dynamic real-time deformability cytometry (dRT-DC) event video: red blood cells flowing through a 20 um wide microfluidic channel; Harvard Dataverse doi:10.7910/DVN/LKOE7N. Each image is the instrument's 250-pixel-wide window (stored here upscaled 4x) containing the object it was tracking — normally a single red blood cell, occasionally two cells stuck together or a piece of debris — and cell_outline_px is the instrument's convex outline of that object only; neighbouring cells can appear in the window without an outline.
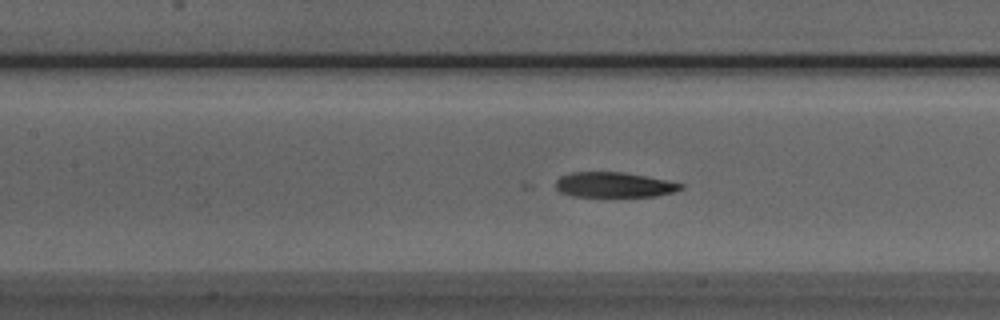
{"species": "Egyptian fruit bat (a non-hibernating species)", "species_latin": "Rousettus aegyptiacus", "temperature_condition": "room temperature", "stored_images_in_passage": 41, "camera_frame_rate_fps": 3000, "um_per_image_px": 0.085, "animal": {"sex": "male"}, "frame": {"image": 1, "passage_image": 11, "time_ms": 3.333, "image_size_px": [1000, 320], "cell_outline_px": [[684, 188], [672, 192], [656, 196], [572, 196], [560, 192], [556, 188], [556, 180], [560, 176], [572, 172], [624, 172], [684, 184]], "centroid_in_image_um": [52.16, 15.7], "position_along_channel_um": 155.2, "area_um2": 18.15}}
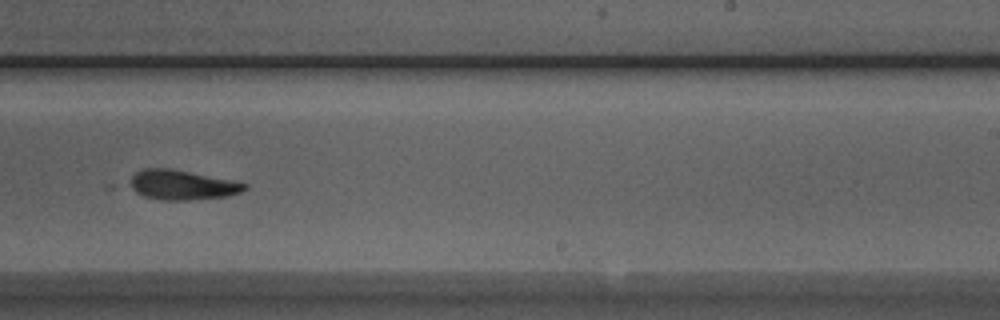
{"frame": {"image": 2, "passage_image": 20, "time_ms": 6.333, "image_size_px": [1000, 320], "cell_outline_px": [[248, 188], [240, 192], [228, 196], [188, 200], [160, 200], [144, 196], [128, 188], [132, 176], [136, 172], [144, 168], [172, 168], [236, 180], [248, 184]], "centroid_in_image_um": [15.5, 15.71], "position_along_channel_um": 273.5, "area_um2": 20.23}}
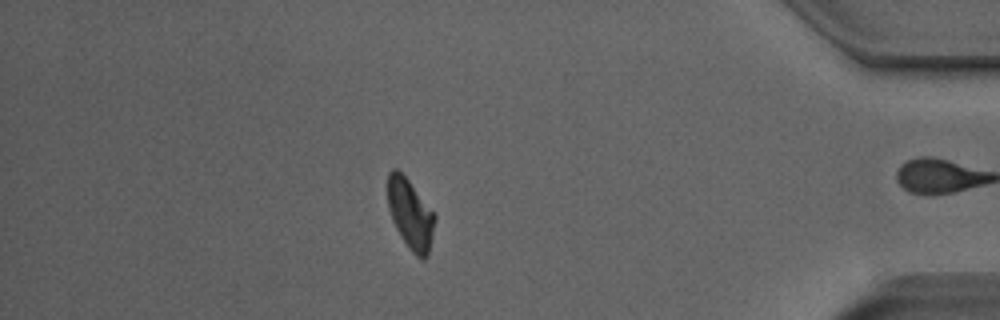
{"frame": {"image": 3, "passage_image": 33, "time_ms": 10.667, "image_size_px": [1000, 320], "cell_outline_px": [[436, 220], [428, 256], [424, 260], [420, 260], [412, 252], [400, 236], [392, 220], [388, 204], [388, 172], [392, 168], [396, 168], [408, 180], [436, 216]], "centroid_in_image_um": [34.89, 18.24], "position_along_channel_um": 400.3, "area_um2": 19.07}, "authors_computed_cell_mechanics": {"area_um2": 19.7676, "velocity_mm_per_s": 3.9587, "shape_relaxation_time_tau1_ms": 3.1657, "shape_relaxation_time_tau2_ms": 6.1885, "deformation_change_tau1": 0.1292, "deformation_change_tau2": 0.1273}}